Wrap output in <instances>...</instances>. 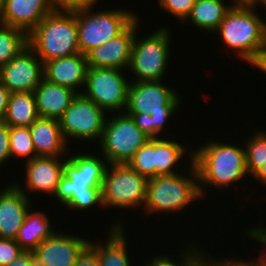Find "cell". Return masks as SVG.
<instances>
[{"label":"cell","mask_w":266,"mask_h":266,"mask_svg":"<svg viewBox=\"0 0 266 266\" xmlns=\"http://www.w3.org/2000/svg\"><path fill=\"white\" fill-rule=\"evenodd\" d=\"M91 154L79 152L67 157L53 195L62 205L78 211L103 206L102 184L108 163Z\"/></svg>","instance_id":"cell-1"},{"label":"cell","mask_w":266,"mask_h":266,"mask_svg":"<svg viewBox=\"0 0 266 266\" xmlns=\"http://www.w3.org/2000/svg\"><path fill=\"white\" fill-rule=\"evenodd\" d=\"M193 150V163L197 170L201 197L205 196L206 187L213 186L223 191L222 189L225 190L234 182L244 180L248 174L243 146L210 139Z\"/></svg>","instance_id":"cell-2"},{"label":"cell","mask_w":266,"mask_h":266,"mask_svg":"<svg viewBox=\"0 0 266 266\" xmlns=\"http://www.w3.org/2000/svg\"><path fill=\"white\" fill-rule=\"evenodd\" d=\"M256 7L234 4L215 31L227 48L249 64L266 44V20L257 14Z\"/></svg>","instance_id":"cell-3"},{"label":"cell","mask_w":266,"mask_h":266,"mask_svg":"<svg viewBox=\"0 0 266 266\" xmlns=\"http://www.w3.org/2000/svg\"><path fill=\"white\" fill-rule=\"evenodd\" d=\"M42 63L80 53L75 11L53 10L27 35Z\"/></svg>","instance_id":"cell-4"},{"label":"cell","mask_w":266,"mask_h":266,"mask_svg":"<svg viewBox=\"0 0 266 266\" xmlns=\"http://www.w3.org/2000/svg\"><path fill=\"white\" fill-rule=\"evenodd\" d=\"M190 153L189 177L175 173L148 179L144 204L147 214L179 212L201 198L197 170L193 163V151Z\"/></svg>","instance_id":"cell-5"},{"label":"cell","mask_w":266,"mask_h":266,"mask_svg":"<svg viewBox=\"0 0 266 266\" xmlns=\"http://www.w3.org/2000/svg\"><path fill=\"white\" fill-rule=\"evenodd\" d=\"M182 97L162 81L131 82L125 113H148L152 138H159L165 123L182 104Z\"/></svg>","instance_id":"cell-6"},{"label":"cell","mask_w":266,"mask_h":266,"mask_svg":"<svg viewBox=\"0 0 266 266\" xmlns=\"http://www.w3.org/2000/svg\"><path fill=\"white\" fill-rule=\"evenodd\" d=\"M78 26V46L80 53L86 55L119 35L138 14L126 9L75 11Z\"/></svg>","instance_id":"cell-7"},{"label":"cell","mask_w":266,"mask_h":266,"mask_svg":"<svg viewBox=\"0 0 266 266\" xmlns=\"http://www.w3.org/2000/svg\"><path fill=\"white\" fill-rule=\"evenodd\" d=\"M133 39L128 68L134 73L135 81H161L166 75L170 55V31L162 27L149 36Z\"/></svg>","instance_id":"cell-8"},{"label":"cell","mask_w":266,"mask_h":266,"mask_svg":"<svg viewBox=\"0 0 266 266\" xmlns=\"http://www.w3.org/2000/svg\"><path fill=\"white\" fill-rule=\"evenodd\" d=\"M148 140L130 115L118 112L105 120L99 141L102 158L108 164H127Z\"/></svg>","instance_id":"cell-9"},{"label":"cell","mask_w":266,"mask_h":266,"mask_svg":"<svg viewBox=\"0 0 266 266\" xmlns=\"http://www.w3.org/2000/svg\"><path fill=\"white\" fill-rule=\"evenodd\" d=\"M148 179L127 164H108L102 184L103 207H144Z\"/></svg>","instance_id":"cell-10"},{"label":"cell","mask_w":266,"mask_h":266,"mask_svg":"<svg viewBox=\"0 0 266 266\" xmlns=\"http://www.w3.org/2000/svg\"><path fill=\"white\" fill-rule=\"evenodd\" d=\"M123 70L116 68H91L86 73L85 91L82 94L107 113L124 112L127 105L128 82Z\"/></svg>","instance_id":"cell-11"},{"label":"cell","mask_w":266,"mask_h":266,"mask_svg":"<svg viewBox=\"0 0 266 266\" xmlns=\"http://www.w3.org/2000/svg\"><path fill=\"white\" fill-rule=\"evenodd\" d=\"M107 113L83 94H77L59 119L62 135L77 140L100 141ZM70 136V137H69Z\"/></svg>","instance_id":"cell-12"},{"label":"cell","mask_w":266,"mask_h":266,"mask_svg":"<svg viewBox=\"0 0 266 266\" xmlns=\"http://www.w3.org/2000/svg\"><path fill=\"white\" fill-rule=\"evenodd\" d=\"M43 78V63L28 45L0 68V82L11 93H33Z\"/></svg>","instance_id":"cell-13"},{"label":"cell","mask_w":266,"mask_h":266,"mask_svg":"<svg viewBox=\"0 0 266 266\" xmlns=\"http://www.w3.org/2000/svg\"><path fill=\"white\" fill-rule=\"evenodd\" d=\"M140 18L137 16L119 35L86 54L88 67L127 69Z\"/></svg>","instance_id":"cell-14"},{"label":"cell","mask_w":266,"mask_h":266,"mask_svg":"<svg viewBox=\"0 0 266 266\" xmlns=\"http://www.w3.org/2000/svg\"><path fill=\"white\" fill-rule=\"evenodd\" d=\"M54 232L33 251L35 261L43 266H74L90 240Z\"/></svg>","instance_id":"cell-15"},{"label":"cell","mask_w":266,"mask_h":266,"mask_svg":"<svg viewBox=\"0 0 266 266\" xmlns=\"http://www.w3.org/2000/svg\"><path fill=\"white\" fill-rule=\"evenodd\" d=\"M13 182L0 189V238L16 239L31 207L26 189Z\"/></svg>","instance_id":"cell-16"},{"label":"cell","mask_w":266,"mask_h":266,"mask_svg":"<svg viewBox=\"0 0 266 266\" xmlns=\"http://www.w3.org/2000/svg\"><path fill=\"white\" fill-rule=\"evenodd\" d=\"M53 10L51 0H4L0 23L28 35Z\"/></svg>","instance_id":"cell-17"},{"label":"cell","mask_w":266,"mask_h":266,"mask_svg":"<svg viewBox=\"0 0 266 266\" xmlns=\"http://www.w3.org/2000/svg\"><path fill=\"white\" fill-rule=\"evenodd\" d=\"M88 69L86 55L82 53L53 59L43 63L44 79L82 94Z\"/></svg>","instance_id":"cell-18"},{"label":"cell","mask_w":266,"mask_h":266,"mask_svg":"<svg viewBox=\"0 0 266 266\" xmlns=\"http://www.w3.org/2000/svg\"><path fill=\"white\" fill-rule=\"evenodd\" d=\"M62 160L61 157L37 156L24 162L27 191L54 195L60 178L64 175L67 158Z\"/></svg>","instance_id":"cell-19"},{"label":"cell","mask_w":266,"mask_h":266,"mask_svg":"<svg viewBox=\"0 0 266 266\" xmlns=\"http://www.w3.org/2000/svg\"><path fill=\"white\" fill-rule=\"evenodd\" d=\"M29 130L35 150V157H67V152L69 151L67 150L68 145L62 135L59 120L39 117L29 127Z\"/></svg>","instance_id":"cell-20"},{"label":"cell","mask_w":266,"mask_h":266,"mask_svg":"<svg viewBox=\"0 0 266 266\" xmlns=\"http://www.w3.org/2000/svg\"><path fill=\"white\" fill-rule=\"evenodd\" d=\"M33 94L39 117L59 120L78 93L43 78Z\"/></svg>","instance_id":"cell-21"},{"label":"cell","mask_w":266,"mask_h":266,"mask_svg":"<svg viewBox=\"0 0 266 266\" xmlns=\"http://www.w3.org/2000/svg\"><path fill=\"white\" fill-rule=\"evenodd\" d=\"M121 221H117L110 227L108 239L102 241L89 242V245L96 251L100 266H132L128 257L126 230ZM123 227V228H122ZM131 264V265H130Z\"/></svg>","instance_id":"cell-22"},{"label":"cell","mask_w":266,"mask_h":266,"mask_svg":"<svg viewBox=\"0 0 266 266\" xmlns=\"http://www.w3.org/2000/svg\"><path fill=\"white\" fill-rule=\"evenodd\" d=\"M54 232V225L45 212H32L29 209L15 240L24 251H34L44 239L50 237Z\"/></svg>","instance_id":"cell-23"},{"label":"cell","mask_w":266,"mask_h":266,"mask_svg":"<svg viewBox=\"0 0 266 266\" xmlns=\"http://www.w3.org/2000/svg\"><path fill=\"white\" fill-rule=\"evenodd\" d=\"M234 4L227 6L224 0H196L190 15L186 18L195 27L214 33L227 12Z\"/></svg>","instance_id":"cell-24"},{"label":"cell","mask_w":266,"mask_h":266,"mask_svg":"<svg viewBox=\"0 0 266 266\" xmlns=\"http://www.w3.org/2000/svg\"><path fill=\"white\" fill-rule=\"evenodd\" d=\"M39 118L32 92L11 93L3 122L9 127H30Z\"/></svg>","instance_id":"cell-25"},{"label":"cell","mask_w":266,"mask_h":266,"mask_svg":"<svg viewBox=\"0 0 266 266\" xmlns=\"http://www.w3.org/2000/svg\"><path fill=\"white\" fill-rule=\"evenodd\" d=\"M186 151L185 146L176 140L156 138V176L178 173L174 167L180 159H184Z\"/></svg>","instance_id":"cell-26"},{"label":"cell","mask_w":266,"mask_h":266,"mask_svg":"<svg viewBox=\"0 0 266 266\" xmlns=\"http://www.w3.org/2000/svg\"><path fill=\"white\" fill-rule=\"evenodd\" d=\"M27 45V34L23 30L0 23V68Z\"/></svg>","instance_id":"cell-27"},{"label":"cell","mask_w":266,"mask_h":266,"mask_svg":"<svg viewBox=\"0 0 266 266\" xmlns=\"http://www.w3.org/2000/svg\"><path fill=\"white\" fill-rule=\"evenodd\" d=\"M247 141L244 146L245 161L247 172L252 177L266 164V131H257Z\"/></svg>","instance_id":"cell-28"},{"label":"cell","mask_w":266,"mask_h":266,"mask_svg":"<svg viewBox=\"0 0 266 266\" xmlns=\"http://www.w3.org/2000/svg\"><path fill=\"white\" fill-rule=\"evenodd\" d=\"M127 165L147 179L156 177V138H149Z\"/></svg>","instance_id":"cell-29"},{"label":"cell","mask_w":266,"mask_h":266,"mask_svg":"<svg viewBox=\"0 0 266 266\" xmlns=\"http://www.w3.org/2000/svg\"><path fill=\"white\" fill-rule=\"evenodd\" d=\"M9 145L11 158H26V162L35 157L29 127H9Z\"/></svg>","instance_id":"cell-30"},{"label":"cell","mask_w":266,"mask_h":266,"mask_svg":"<svg viewBox=\"0 0 266 266\" xmlns=\"http://www.w3.org/2000/svg\"><path fill=\"white\" fill-rule=\"evenodd\" d=\"M196 246L190 244L188 247L186 245L187 250L185 249L183 250V252L180 251L181 257L179 258V261H174V259L172 260L171 257L161 254V255H155L154 257L151 258V260L149 259L146 260L147 262L145 261L143 266H184V264L199 250L198 247H201L200 245L198 246L197 243Z\"/></svg>","instance_id":"cell-31"},{"label":"cell","mask_w":266,"mask_h":266,"mask_svg":"<svg viewBox=\"0 0 266 266\" xmlns=\"http://www.w3.org/2000/svg\"><path fill=\"white\" fill-rule=\"evenodd\" d=\"M160 8L177 17L184 23L190 15L196 0H158Z\"/></svg>","instance_id":"cell-32"},{"label":"cell","mask_w":266,"mask_h":266,"mask_svg":"<svg viewBox=\"0 0 266 266\" xmlns=\"http://www.w3.org/2000/svg\"><path fill=\"white\" fill-rule=\"evenodd\" d=\"M24 250L14 239L0 238V266L15 260Z\"/></svg>","instance_id":"cell-33"},{"label":"cell","mask_w":266,"mask_h":266,"mask_svg":"<svg viewBox=\"0 0 266 266\" xmlns=\"http://www.w3.org/2000/svg\"><path fill=\"white\" fill-rule=\"evenodd\" d=\"M54 10L77 11L82 9H94L97 0H51Z\"/></svg>","instance_id":"cell-34"},{"label":"cell","mask_w":266,"mask_h":266,"mask_svg":"<svg viewBox=\"0 0 266 266\" xmlns=\"http://www.w3.org/2000/svg\"><path fill=\"white\" fill-rule=\"evenodd\" d=\"M205 253V254H204ZM184 266H222L219 259H214L199 247V250L184 264Z\"/></svg>","instance_id":"cell-35"},{"label":"cell","mask_w":266,"mask_h":266,"mask_svg":"<svg viewBox=\"0 0 266 266\" xmlns=\"http://www.w3.org/2000/svg\"><path fill=\"white\" fill-rule=\"evenodd\" d=\"M10 158L9 126L0 121V165L7 162Z\"/></svg>","instance_id":"cell-36"},{"label":"cell","mask_w":266,"mask_h":266,"mask_svg":"<svg viewBox=\"0 0 266 266\" xmlns=\"http://www.w3.org/2000/svg\"><path fill=\"white\" fill-rule=\"evenodd\" d=\"M259 226V227H258ZM256 228H248L246 230V235L249 236L248 238H253V240L257 241L260 244H263V246L266 247V228H262L260 224ZM266 252V251H265ZM264 254V255H263ZM262 255V256H261ZM263 266H266V254L261 253L260 257L257 259Z\"/></svg>","instance_id":"cell-37"},{"label":"cell","mask_w":266,"mask_h":266,"mask_svg":"<svg viewBox=\"0 0 266 266\" xmlns=\"http://www.w3.org/2000/svg\"><path fill=\"white\" fill-rule=\"evenodd\" d=\"M132 117L136 126L149 138H152V124L148 113H127Z\"/></svg>","instance_id":"cell-38"},{"label":"cell","mask_w":266,"mask_h":266,"mask_svg":"<svg viewBox=\"0 0 266 266\" xmlns=\"http://www.w3.org/2000/svg\"><path fill=\"white\" fill-rule=\"evenodd\" d=\"M74 266H100L96 251L88 245L77 258Z\"/></svg>","instance_id":"cell-39"},{"label":"cell","mask_w":266,"mask_h":266,"mask_svg":"<svg viewBox=\"0 0 266 266\" xmlns=\"http://www.w3.org/2000/svg\"><path fill=\"white\" fill-rule=\"evenodd\" d=\"M34 261L33 251H24L15 260L4 266H33Z\"/></svg>","instance_id":"cell-40"},{"label":"cell","mask_w":266,"mask_h":266,"mask_svg":"<svg viewBox=\"0 0 266 266\" xmlns=\"http://www.w3.org/2000/svg\"><path fill=\"white\" fill-rule=\"evenodd\" d=\"M11 92L0 82V121H3Z\"/></svg>","instance_id":"cell-41"},{"label":"cell","mask_w":266,"mask_h":266,"mask_svg":"<svg viewBox=\"0 0 266 266\" xmlns=\"http://www.w3.org/2000/svg\"><path fill=\"white\" fill-rule=\"evenodd\" d=\"M254 257V259L252 261H242V259L240 261L233 260V259H219L220 263L222 266H263L257 259ZM255 260V261H254Z\"/></svg>","instance_id":"cell-42"},{"label":"cell","mask_w":266,"mask_h":266,"mask_svg":"<svg viewBox=\"0 0 266 266\" xmlns=\"http://www.w3.org/2000/svg\"><path fill=\"white\" fill-rule=\"evenodd\" d=\"M251 65L266 73V44L258 52Z\"/></svg>","instance_id":"cell-43"},{"label":"cell","mask_w":266,"mask_h":266,"mask_svg":"<svg viewBox=\"0 0 266 266\" xmlns=\"http://www.w3.org/2000/svg\"><path fill=\"white\" fill-rule=\"evenodd\" d=\"M257 182L260 181V184H266V164L262 166L253 176Z\"/></svg>","instance_id":"cell-44"},{"label":"cell","mask_w":266,"mask_h":266,"mask_svg":"<svg viewBox=\"0 0 266 266\" xmlns=\"http://www.w3.org/2000/svg\"><path fill=\"white\" fill-rule=\"evenodd\" d=\"M259 0H233V4L256 5Z\"/></svg>","instance_id":"cell-45"},{"label":"cell","mask_w":266,"mask_h":266,"mask_svg":"<svg viewBox=\"0 0 266 266\" xmlns=\"http://www.w3.org/2000/svg\"><path fill=\"white\" fill-rule=\"evenodd\" d=\"M258 4L264 5V8L266 9V0H259L256 5L258 6Z\"/></svg>","instance_id":"cell-46"},{"label":"cell","mask_w":266,"mask_h":266,"mask_svg":"<svg viewBox=\"0 0 266 266\" xmlns=\"http://www.w3.org/2000/svg\"><path fill=\"white\" fill-rule=\"evenodd\" d=\"M3 4H4V0H0V13L2 12Z\"/></svg>","instance_id":"cell-47"},{"label":"cell","mask_w":266,"mask_h":266,"mask_svg":"<svg viewBox=\"0 0 266 266\" xmlns=\"http://www.w3.org/2000/svg\"><path fill=\"white\" fill-rule=\"evenodd\" d=\"M33 266H43V265L39 264L37 261H34Z\"/></svg>","instance_id":"cell-48"}]
</instances>
